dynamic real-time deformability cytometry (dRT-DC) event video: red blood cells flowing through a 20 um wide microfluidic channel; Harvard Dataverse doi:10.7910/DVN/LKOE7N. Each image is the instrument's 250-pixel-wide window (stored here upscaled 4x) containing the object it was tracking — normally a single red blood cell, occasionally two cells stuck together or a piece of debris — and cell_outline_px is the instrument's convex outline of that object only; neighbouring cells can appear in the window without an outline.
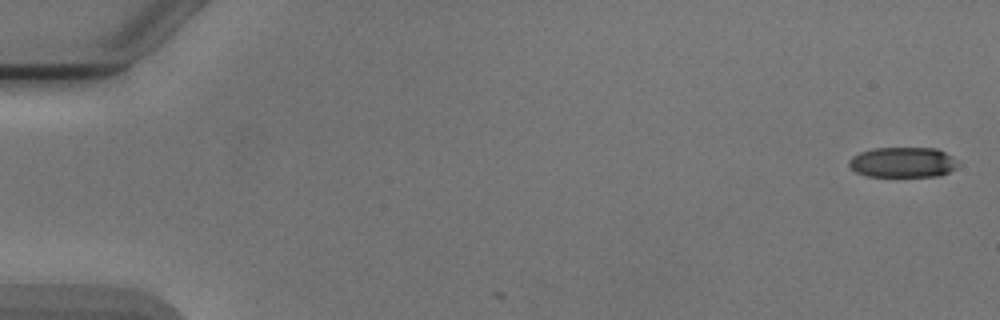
{"species": "Egyptian fruit bat (a non-hibernating species)", "species_latin": "Rousettus aegyptiacus", "temperature_condition": "cold", "stored_images_in_passage": 5, "camera_frame_rate_fps": 3000, "um_per_image_px": 0.085, "animal": {"sex": "male"}, "frame": {"image": 1, "passage_image": 1, "time_ms": 0.0, "image_size_px": [1000, 320], "cell_outline_px": [[960, 164], [956, 168], [940, 176], [868, 176], [856, 172], [848, 164], [848, 160], [852, 156], [860, 152], [876, 148], [936, 148], [952, 156]], "centroid_in_image_um": [76.75, 13.79], "position_along_channel_um": 8.2, "area_um2": 19.25}}
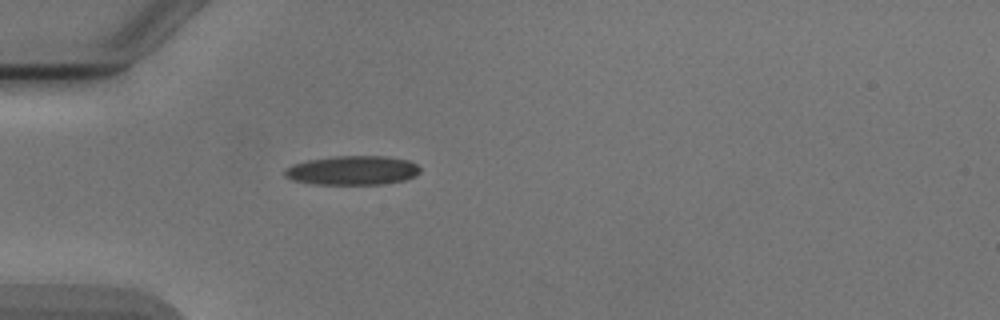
{"frame": {"image": 2, "passage_image": 5, "time_ms": 5.0, "image_size_px": [1000, 320], "cell_outline_px": [[420, 172], [416, 176], [404, 180], [384, 184], [316, 184], [292, 180], [284, 176], [284, 168], [292, 164], [308, 160], [336, 156], [388, 156], [408, 160], [416, 164], [420, 168]], "centroid_in_image_um": [29.96, 14.48], "position_along_channel_um": 55.0, "area_um2": 23.12}}